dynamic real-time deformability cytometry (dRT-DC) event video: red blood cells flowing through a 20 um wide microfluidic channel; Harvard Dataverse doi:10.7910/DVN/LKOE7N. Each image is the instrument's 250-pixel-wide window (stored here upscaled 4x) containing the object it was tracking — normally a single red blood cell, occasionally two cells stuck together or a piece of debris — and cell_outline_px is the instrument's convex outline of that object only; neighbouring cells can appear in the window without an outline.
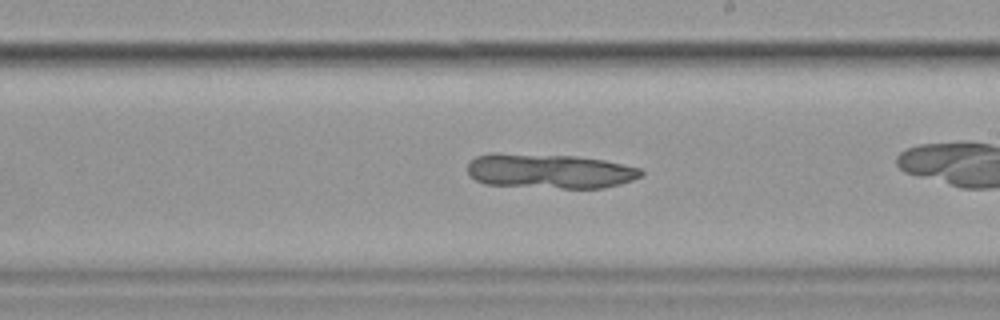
{"species": "common noctule bat (a hibernating species)", "species_latin": "Nyctalus noctula", "temperature_condition": "cold", "stored_images_in_passage": 30, "camera_frame_rate_fps": 3000, "um_per_image_px": 0.085, "animal": {"sex": "female", "body_mass_g": 19.9}, "frame": {"image": 1, "passage_image": 18, "time_ms": 5.667, "image_size_px": [1000, 320], "cell_outline_px": [[644, 172], [640, 176], [632, 180], [620, 184], [604, 188], [560, 188], [484, 184], [468, 176], [468, 164], [476, 156], [488, 152], [496, 152], [576, 156], [604, 160], [640, 168]], "centroid_in_image_um": [46.67, 14.53], "position_along_channel_um": 242.3, "area_um2": 35.37}}